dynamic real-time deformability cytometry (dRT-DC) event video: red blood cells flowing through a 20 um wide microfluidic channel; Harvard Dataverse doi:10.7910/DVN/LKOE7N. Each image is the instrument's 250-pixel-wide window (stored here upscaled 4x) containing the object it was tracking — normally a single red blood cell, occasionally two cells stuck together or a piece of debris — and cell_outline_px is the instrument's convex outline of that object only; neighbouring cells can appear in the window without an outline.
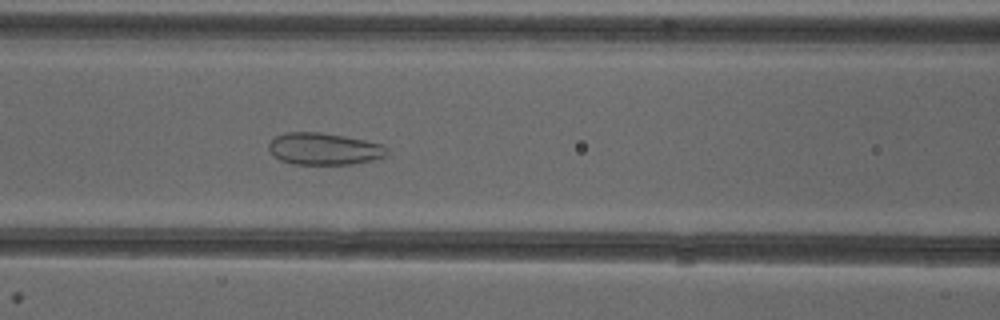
{"species": "common noctule bat (a hibernating species)", "species_latin": "Nyctalus noctula", "temperature_condition": "cold", "stored_images_in_passage": 46, "camera_frame_rate_fps": 3000, "um_per_image_px": 0.085, "animal": {"sex": "female"}, "frame": {"image": 1, "passage_image": 17, "time_ms": 5.333, "image_size_px": [1000, 320], "cell_outline_px": [[388, 152], [384, 156], [372, 160], [352, 164], [292, 164], [280, 160], [268, 148], [268, 144], [276, 136], [288, 132], [320, 132], [344, 136], [384, 144], [388, 148]], "centroid_in_image_um": [27.57, 12.65], "position_along_channel_um": 139.0, "area_um2": 21.91}}
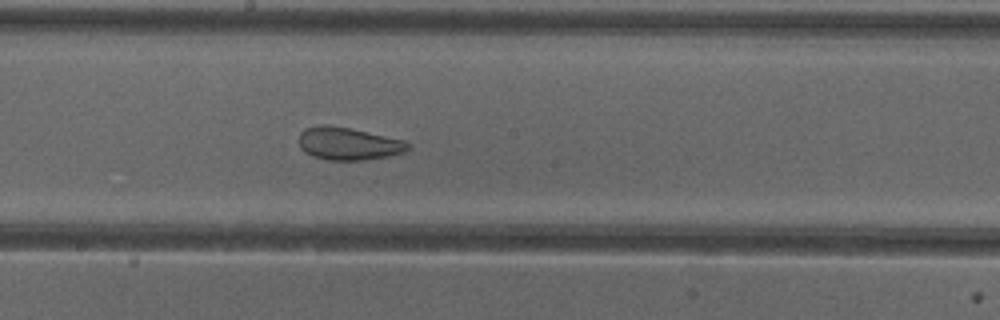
{"frame": {"image": 2, "passage_image": 23, "time_ms": 7.333, "image_size_px": [1000, 320], "cell_outline_px": [[412, 148], [404, 152], [388, 156], [364, 160], [328, 160], [312, 156], [304, 152], [300, 148], [300, 132], [304, 128], [320, 124], [328, 124], [348, 128], [404, 140]], "centroid_in_image_um": [29.58, 12.21], "position_along_channel_um": 218.6, "area_um2": 20.75}}
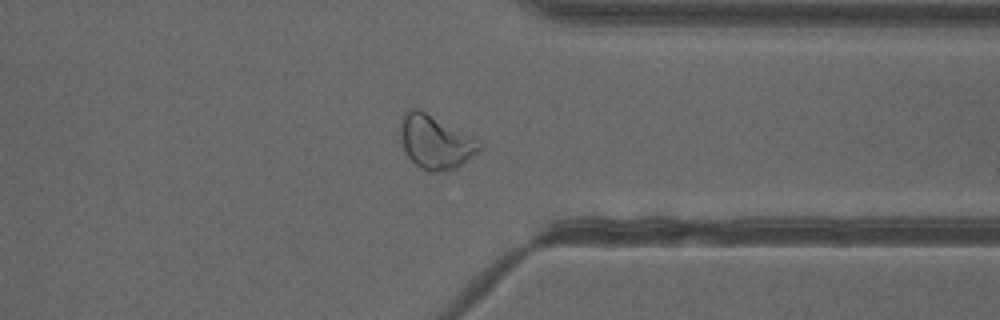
{"frame": {"image": 3, "passage_image": 35, "time_ms": 11.333, "image_size_px": [1000, 320], "cell_outline_px": [[484, 144], [472, 156], [456, 168], [440, 172], [428, 172], [420, 168], [404, 152], [400, 140], [400, 124], [404, 112], [408, 108], [420, 108], [480, 140]], "centroid_in_image_um": [36.98, 12.04], "position_along_channel_um": 374.4, "area_um2": 25.03}, "authors_computed_cell_mechanics": {"area_um2": 25.5765, "velocity_mm_per_s": 3.9771, "shape_relaxation_time_tau1_ms": null, "shape_relaxation_time_tau2_ms": 1.3801, "deformation_change_tau1": null, "deformation_change_tau2": 0.0813}}